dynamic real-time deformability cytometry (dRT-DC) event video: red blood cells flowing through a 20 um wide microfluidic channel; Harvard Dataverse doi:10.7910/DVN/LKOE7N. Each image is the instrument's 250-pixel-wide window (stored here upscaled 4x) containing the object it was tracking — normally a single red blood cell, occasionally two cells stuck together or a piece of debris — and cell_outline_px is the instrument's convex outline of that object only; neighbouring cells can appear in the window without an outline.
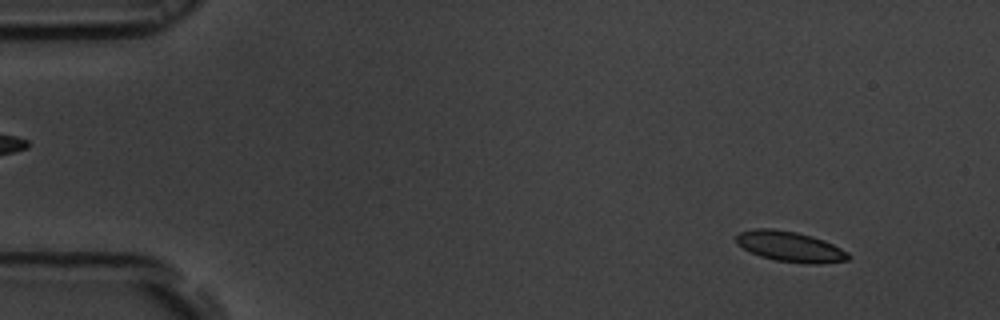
{"species": "common noctule bat (a hibernating species)", "species_latin": "Nyctalus noctula", "temperature_condition": "room temperature", "stored_images_in_passage": 55, "camera_frame_rate_fps": 3000, "um_per_image_px": 0.085, "animal": {"sex": "male", "body_mass_g": 19.5, "forearm_length_mm": 54.6}, "frame": {"image": 1, "passage_image": 5, "time_ms": 1.333, "image_size_px": [1000, 320], "cell_outline_px": [[852, 256], [848, 260], [820, 264], [812, 264], [776, 260], [760, 256], [736, 244], [736, 236], [740, 232], [756, 228], [772, 228], [796, 232], [812, 236], [824, 240], [848, 252]], "centroid_in_image_um": [67.18, 20.96], "position_along_channel_um": 17.8, "area_um2": 19.77}}
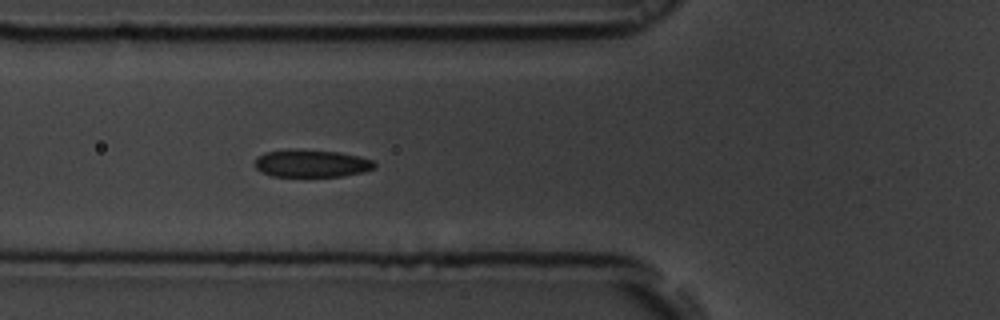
{"frame": {"image": 2, "passage_image": 20, "time_ms": 6.333, "image_size_px": [1000, 320], "cell_outline_px": [[376, 168], [364, 172], [344, 176], [272, 176], [256, 168], [252, 164], [256, 156], [264, 152], [288, 148], [300, 148], [340, 152], [360, 156], [372, 160], [376, 164]], "centroid_in_image_um": [26.45, 13.86], "position_along_channel_um": 99.3, "area_um2": 19.77}}
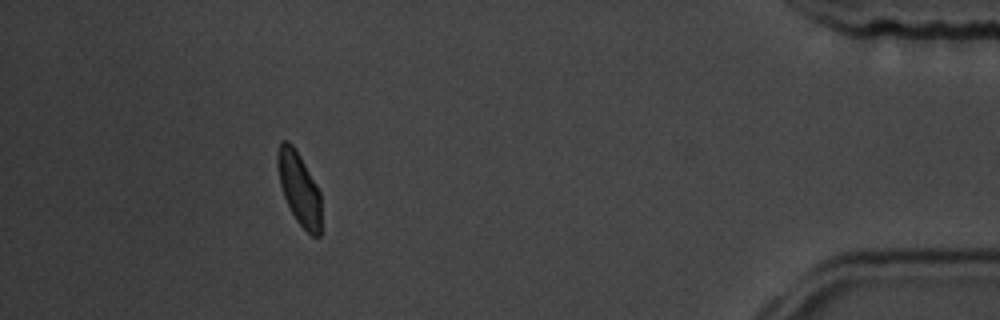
{"frame": {"image": 3, "passage_image": 50, "time_ms": 16.333, "image_size_px": [1000, 320], "cell_outline_px": [[320, 236], [312, 236], [296, 220], [284, 196], [280, 184], [276, 164], [276, 152], [280, 140], [288, 140], [292, 144], [300, 156], [320, 192]], "centroid_in_image_um": [25.39, 15.96], "position_along_channel_um": 409.8, "area_um2": 18.32}, "authors_computed_cell_mechanics": {"area_um2": 19.5364, "velocity_mm_per_s": 3.6588, "shape_relaxation_time_tau1_ms": null, "shape_relaxation_time_tau2_ms": 1.819, "deformation_change_tau1": null, "deformation_change_tau2": 0.069}}